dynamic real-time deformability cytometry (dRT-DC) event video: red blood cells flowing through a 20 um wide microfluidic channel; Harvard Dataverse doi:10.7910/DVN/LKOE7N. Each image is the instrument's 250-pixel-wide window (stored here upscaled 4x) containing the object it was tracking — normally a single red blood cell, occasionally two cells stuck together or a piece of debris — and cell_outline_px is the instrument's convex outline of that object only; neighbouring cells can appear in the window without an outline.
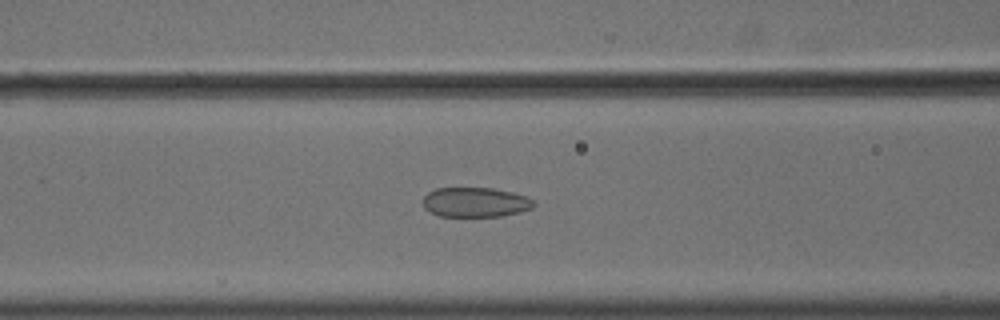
{"species": "common noctule bat (a hibernating species)", "species_latin": "Nyctalus noctula", "temperature_condition": "cold", "stored_images_in_passage": 39, "camera_frame_rate_fps": 3000, "um_per_image_px": 0.085, "animal": {"sex": "male", "body_mass_g": 18.8}, "frame": {"image": 1, "passage_image": 7, "time_ms": 2.0, "image_size_px": [1000, 320], "cell_outline_px": [[536, 204], [532, 208], [520, 212], [500, 216], [440, 216], [428, 212], [424, 208], [424, 196], [428, 192], [436, 188], [492, 188], [512, 192], [536, 200]], "centroid_in_image_um": [40.41, 17.19], "position_along_channel_um": 126.2, "area_um2": 19.25}}
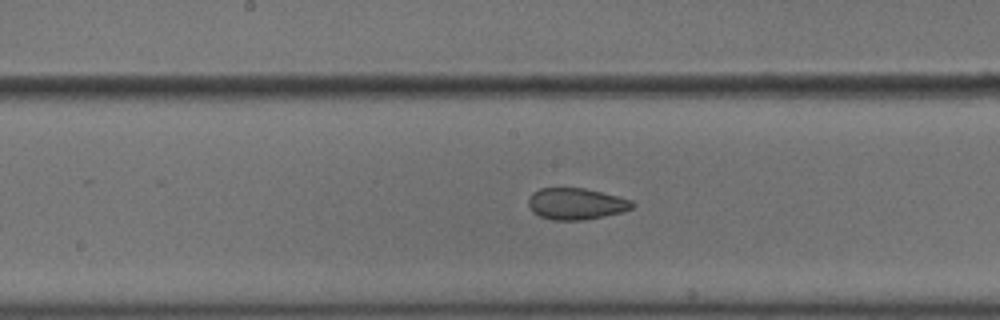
{"frame": {"image": 2, "passage_image": 13, "time_ms": 4.0, "image_size_px": [1000, 320], "cell_outline_px": [[636, 204], [632, 208], [620, 212], [604, 216], [584, 220], [552, 220], [540, 216], [532, 212], [528, 204], [528, 200], [532, 192], [540, 188], [584, 188], [632, 200]], "centroid_in_image_um": [48.94, 17.32], "position_along_channel_um": 199.3, "area_um2": 19.02}}
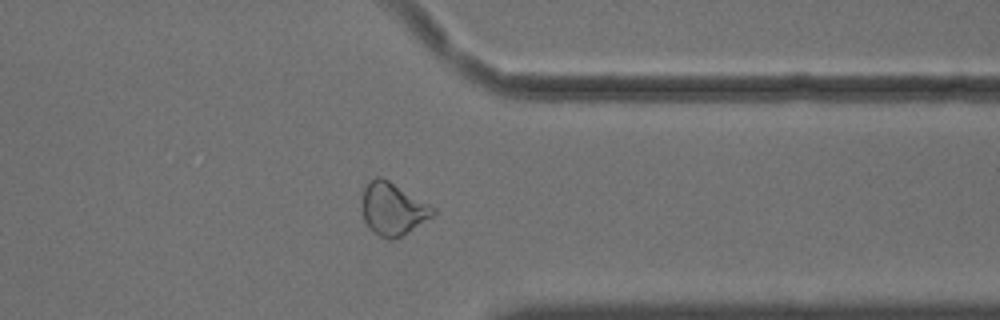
{"frame": {"image": 3, "passage_image": 28, "time_ms": 9.0, "image_size_px": [1000, 320], "cell_outline_px": [[436, 212], [432, 216], [400, 236], [392, 240], [388, 240], [380, 236], [368, 228], [364, 220], [360, 204], [364, 188], [368, 180], [376, 176], [380, 176], [388, 180], [436, 208]], "centroid_in_image_um": [33.33, 17.74], "position_along_channel_um": 378.1, "area_um2": 21.68}, "authors_computed_cell_mechanics": {"area_um2": 19.8254, "velocity_mm_per_s": 3.6351, "shape_relaxation_time_tau1_ms": null, "shape_relaxation_time_tau2_ms": 1.9688, "deformation_change_tau1": null, "deformation_change_tau2": 0.0835}}